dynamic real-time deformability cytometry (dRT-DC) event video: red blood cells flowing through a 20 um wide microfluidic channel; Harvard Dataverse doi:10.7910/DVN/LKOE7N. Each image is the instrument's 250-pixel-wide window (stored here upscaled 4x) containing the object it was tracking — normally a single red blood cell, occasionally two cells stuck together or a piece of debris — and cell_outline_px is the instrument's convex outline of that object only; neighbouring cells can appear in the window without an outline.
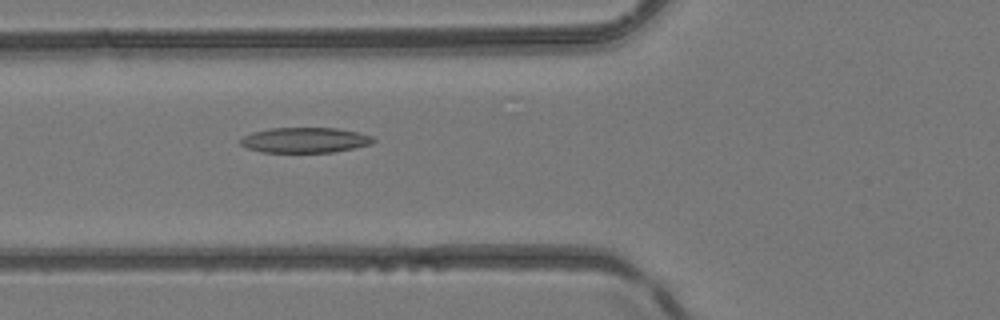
{"species": "common noctule bat (a hibernating species)", "species_latin": "Nyctalus noctula", "temperature_condition": "room temperature", "stored_images_in_passage": 6, "camera_frame_rate_fps": 3000, "um_per_image_px": 0.085, "animal": {"sex": "female", "body_mass_g": 24.6, "forearm_length_mm": 56.2}, "frame": {"image": 1, "passage_image": 6, "time_ms": 5.667, "image_size_px": [1000, 320], "cell_outline_px": [[376, 140], [372, 144], [332, 152], [260, 152], [248, 148], [240, 144], [240, 140], [244, 136], [252, 132], [272, 128], [336, 128], [356, 132], [372, 136]], "centroid_in_image_um": [25.91, 11.91], "position_along_channel_um": 99.9, "area_um2": 19.42}}